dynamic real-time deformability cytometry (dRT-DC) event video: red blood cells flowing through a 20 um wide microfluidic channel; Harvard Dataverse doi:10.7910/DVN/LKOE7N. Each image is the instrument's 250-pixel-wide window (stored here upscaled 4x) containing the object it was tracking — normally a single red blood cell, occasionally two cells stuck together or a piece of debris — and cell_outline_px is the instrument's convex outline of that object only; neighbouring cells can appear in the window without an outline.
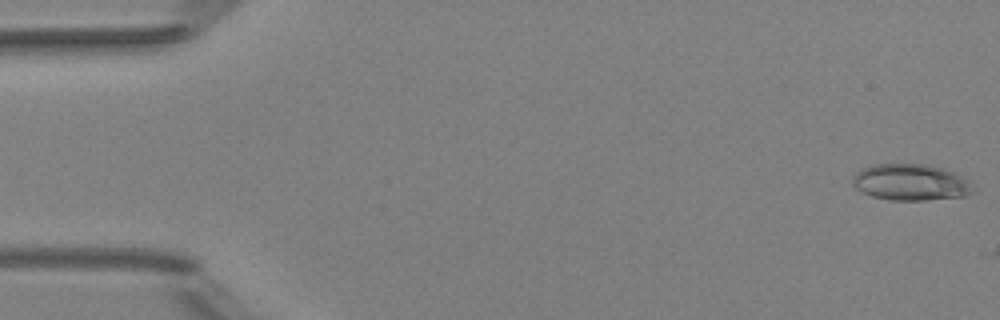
{"species": "Egyptian fruit bat (a non-hibernating species)", "species_latin": "Rousettus aegyptiacus", "temperature_condition": "room temperature", "stored_images_in_passage": 6, "camera_frame_rate_fps": 3000, "um_per_image_px": 0.085, "animal": {"sex": "female"}, "frame": {"image": 1, "passage_image": 1, "time_ms": 0.0, "image_size_px": [1000, 320], "cell_outline_px": [[972, 192], [964, 196], [924, 200], [892, 200], [872, 196], [856, 188], [852, 184], [852, 176], [860, 168], [872, 164], [928, 164], [944, 168], [960, 176], [968, 184]], "centroid_in_image_um": [77.31, 15.48], "position_along_channel_um": 7.7, "area_um2": 25.26}}
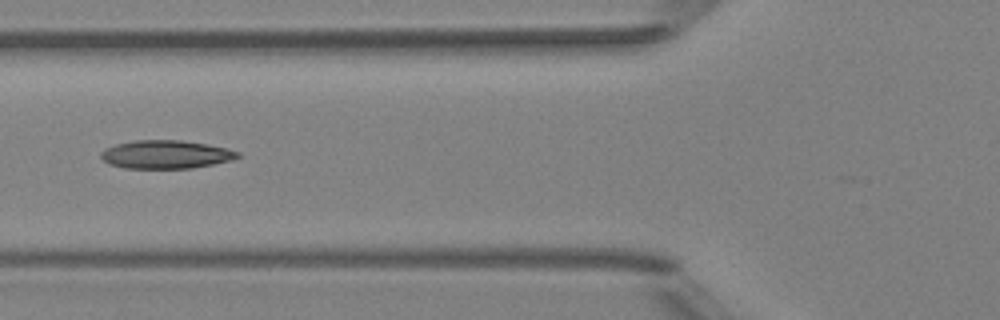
{"frame": {"image": 2, "passage_image": 6, "time_ms": 1.667, "image_size_px": [1000, 320], "cell_outline_px": [[240, 156], [232, 160], [192, 168], [124, 168], [108, 164], [100, 156], [100, 152], [104, 148], [116, 144], [136, 140], [180, 140], [208, 144], [240, 152]], "centroid_in_image_um": [14.06, 13.12], "position_along_channel_um": 111.7, "area_um2": 22.54}}